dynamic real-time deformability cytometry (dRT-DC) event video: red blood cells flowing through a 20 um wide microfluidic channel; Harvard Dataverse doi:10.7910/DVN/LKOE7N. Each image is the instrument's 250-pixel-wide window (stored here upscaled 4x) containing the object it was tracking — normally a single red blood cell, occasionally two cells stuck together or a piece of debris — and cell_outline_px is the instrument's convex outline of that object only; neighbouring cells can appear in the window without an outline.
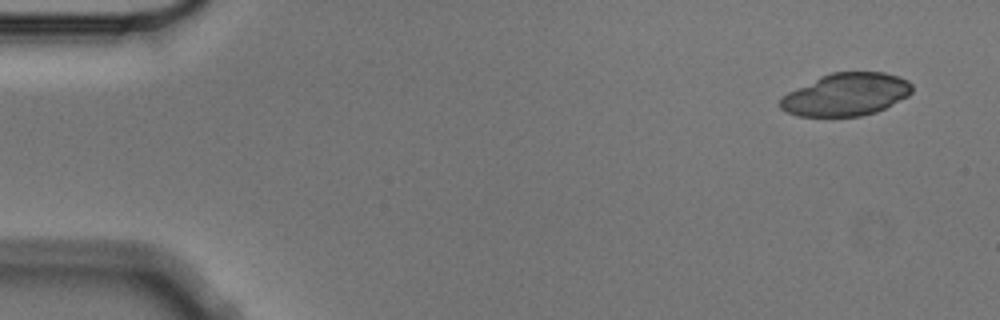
{"species": "Egyptian fruit bat (a non-hibernating species)", "species_latin": "Rousettus aegyptiacus", "temperature_condition": "cold", "stored_images_in_passage": 5, "camera_frame_rate_fps": 3000, "um_per_image_px": 0.085, "animal": {"sex": "male"}, "frame": {"image": 1, "passage_image": 1, "time_ms": 0.0, "image_size_px": [1000, 320], "cell_outline_px": [[912, 92], [908, 96], [876, 112], [860, 116], [796, 116], [780, 108], [776, 104], [780, 96], [820, 76], [832, 72], [884, 72], [900, 76], [908, 80], [912, 84]], "centroid_in_image_um": [71.89, 8.03], "position_along_channel_um": 13.1, "area_um2": 32.95}}